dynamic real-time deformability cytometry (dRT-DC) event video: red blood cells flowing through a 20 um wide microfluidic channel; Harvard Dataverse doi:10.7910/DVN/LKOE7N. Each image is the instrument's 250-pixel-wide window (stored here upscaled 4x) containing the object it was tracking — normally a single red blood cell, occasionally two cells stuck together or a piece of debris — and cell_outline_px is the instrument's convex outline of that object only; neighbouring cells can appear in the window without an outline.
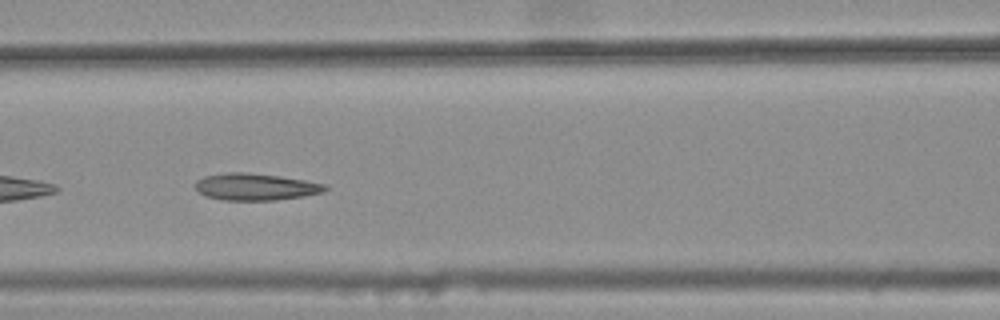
{"species": "common noctule bat (a hibernating species)", "species_latin": "Nyctalus noctula", "temperature_condition": "warm", "stored_images_in_passage": 31, "camera_frame_rate_fps": 3000, "um_per_image_px": 0.085, "animal": {"sex": "female", "body_mass_g": 25.1}, "frame": {"image": 1, "passage_image": 22, "time_ms": 7.0, "image_size_px": [1000, 320], "cell_outline_px": [[328, 188], [324, 192], [304, 196], [276, 200], [224, 200], [204, 196], [196, 188], [196, 180], [204, 176], [224, 172], [248, 172], [280, 176], [328, 184]], "centroid_in_image_um": [21.74, 15.87], "position_along_channel_um": 144.9, "area_um2": 20.52}}